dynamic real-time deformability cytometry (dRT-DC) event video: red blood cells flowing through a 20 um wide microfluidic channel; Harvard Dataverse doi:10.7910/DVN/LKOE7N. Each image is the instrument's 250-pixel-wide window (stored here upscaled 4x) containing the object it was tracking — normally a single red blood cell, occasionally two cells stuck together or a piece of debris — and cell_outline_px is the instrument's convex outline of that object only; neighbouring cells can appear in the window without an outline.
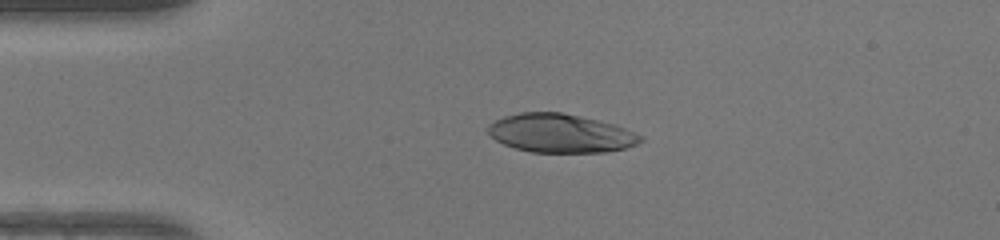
{"species": "human", "species_latin": "Homo sapiens", "temperature_condition": "warm", "stored_images_in_passage": 48, "camera_frame_rate_fps": 3000, "um_per_image_px": 0.085, "donor": {"sex": "female"}, "frame": {"image": 1, "passage_image": 11, "time_ms": 3.333, "image_size_px": [1000, 240], "cell_outline_px": [[644, 140], [636, 144], [624, 148], [604, 152], [532, 152], [516, 148], [504, 144], [496, 140], [488, 132], [488, 124], [504, 116], [520, 112], [560, 112], [580, 116], [612, 124], [624, 128], [644, 136]], "centroid_in_image_um": [47.64, 11.32], "position_along_channel_um": 37.4, "area_um2": 34.04}}
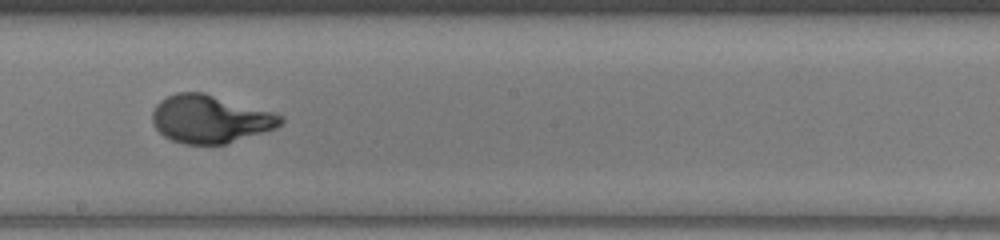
{"frame": {"image": 2, "passage_image": 27, "time_ms": 8.667, "image_size_px": [1000, 240], "cell_outline_px": [[284, 120], [276, 128], [224, 144], [184, 144], [172, 140], [164, 136], [152, 124], [152, 112], [156, 104], [164, 96], [176, 92], [204, 92], [272, 112], [284, 116]], "centroid_in_image_um": [17.82, 10.1], "position_along_channel_um": 230.4, "area_um2": 35.78}}
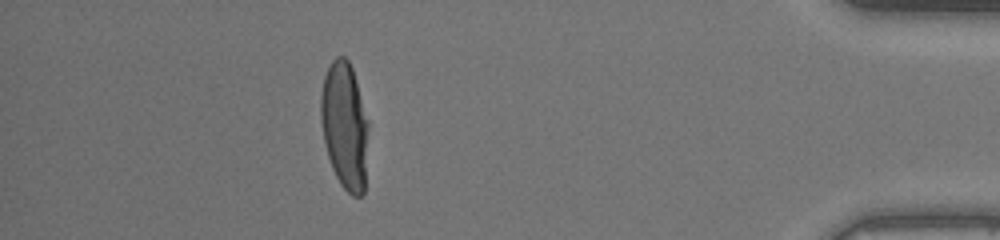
{"frame": {"image": 3, "passage_image": 43, "time_ms": 14.0, "image_size_px": [1000, 240], "cell_outline_px": [[368, 128], [364, 192], [360, 196], [352, 196], [340, 184], [332, 168], [328, 156], [324, 140], [320, 120], [320, 96], [324, 76], [332, 60], [336, 56], [344, 56], [348, 60], [352, 68], [368, 120]], "centroid_in_image_um": [29.28, 10.67], "position_along_channel_um": 405.9, "area_um2": 35.2}, "authors_computed_cell_mechanics": {"area_um2": 35.4314, "velocity_mm_per_s": 4.2861, "shape_relaxation_time_tau1_ms": 3.6548, "shape_relaxation_time_tau2_ms": null, "deformation_change_tau1": 0.2547, "deformation_change_tau2": null}}